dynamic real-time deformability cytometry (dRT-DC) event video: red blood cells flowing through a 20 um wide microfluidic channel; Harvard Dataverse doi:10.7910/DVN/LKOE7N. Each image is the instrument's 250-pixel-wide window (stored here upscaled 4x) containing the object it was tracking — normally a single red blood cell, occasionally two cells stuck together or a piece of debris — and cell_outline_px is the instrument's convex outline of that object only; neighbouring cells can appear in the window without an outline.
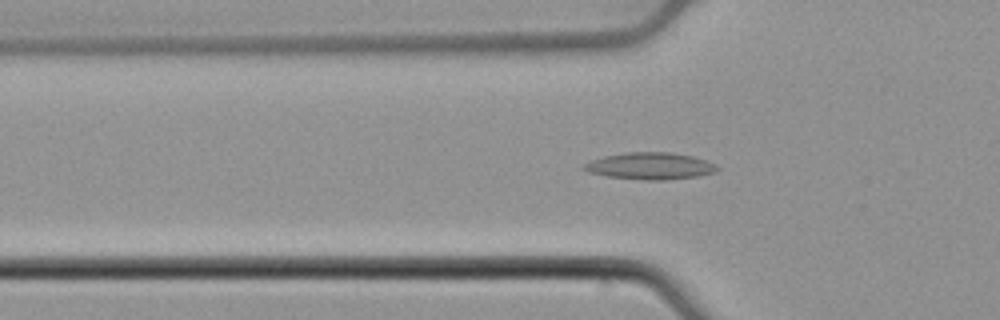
{"species": "common noctule bat (a hibernating species)", "species_latin": "Nyctalus noctula", "temperature_condition": "cold", "stored_images_in_passage": 54, "camera_frame_rate_fps": 3000, "um_per_image_px": 0.085, "animal": {"sex": "male", "body_mass_g": 21.5, "forearm_length_mm": 52.0}, "frame": {"image": 1, "passage_image": 18, "time_ms": 5.667, "image_size_px": [1000, 320], "cell_outline_px": [[720, 168], [716, 172], [700, 176], [664, 180], [644, 180], [608, 176], [588, 172], [580, 168], [584, 164], [592, 160], [604, 156], [628, 152], [672, 152], [692, 156], [716, 164]], "centroid_in_image_um": [55.28, 14.11], "position_along_channel_um": 70.5, "area_um2": 20.92}}
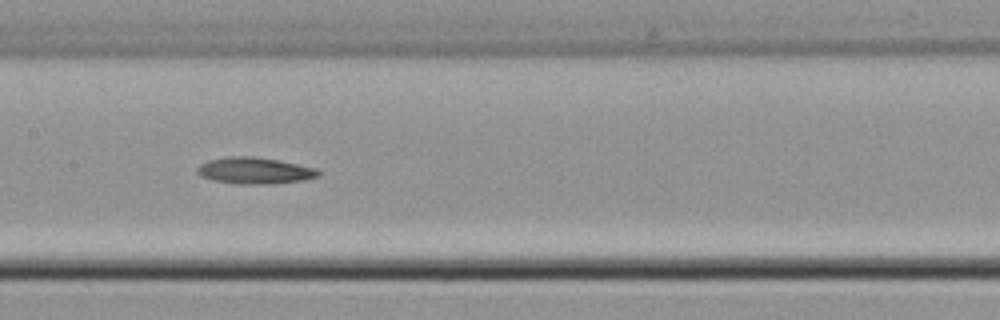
{"frame": {"image": 2, "passage_image": 27, "time_ms": 8.667, "image_size_px": [1000, 320], "cell_outline_px": [[320, 176], [304, 180], [276, 184], [236, 184], [212, 180], [200, 176], [196, 172], [196, 168], [200, 164], [208, 160], [228, 156], [252, 156], [276, 160], [316, 168], [320, 172]], "centroid_in_image_um": [21.62, 14.51], "position_along_channel_um": 185.8, "area_um2": 18.84}}
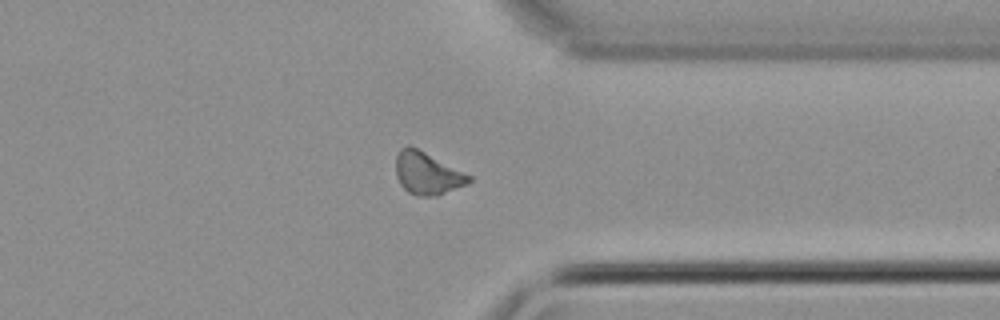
{"frame": {"image": 3, "passage_image": 42, "time_ms": 13.667, "image_size_px": [1000, 320], "cell_outline_px": [[472, 180], [468, 184], [436, 196], [416, 196], [408, 192], [400, 184], [396, 176], [396, 156], [400, 148], [408, 144], [472, 176]], "centroid_in_image_um": [36.3, 14.74], "position_along_channel_um": 375.1, "area_um2": 17.98}}